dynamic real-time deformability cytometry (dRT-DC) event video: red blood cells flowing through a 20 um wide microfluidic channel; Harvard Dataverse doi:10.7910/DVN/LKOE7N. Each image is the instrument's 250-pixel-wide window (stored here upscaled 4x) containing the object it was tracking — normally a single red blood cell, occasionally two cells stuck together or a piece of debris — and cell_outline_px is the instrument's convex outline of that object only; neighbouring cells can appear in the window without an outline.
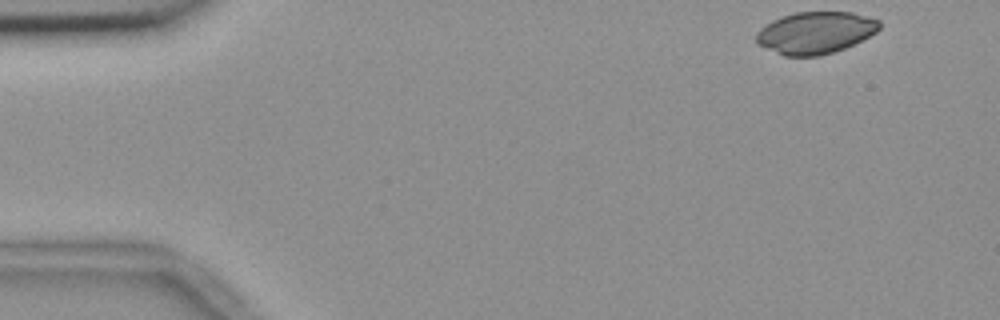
{"species": "common noctule bat (a hibernating species)", "species_latin": "Nyctalus noctula", "temperature_condition": "room temperature", "stored_images_in_passage": 52, "camera_frame_rate_fps": 3000, "um_per_image_px": 0.085, "animal": {"sex": "female", "body_mass_g": 18.4}, "frame": {"image": 1, "passage_image": 1, "time_ms": 0.0, "image_size_px": [1000, 320], "cell_outline_px": [[880, 28], [876, 32], [844, 48], [820, 56], [784, 56], [756, 44], [756, 32], [760, 28], [772, 20], [796, 12], [852, 12], [868, 16], [880, 20]], "centroid_in_image_um": [69.29, 2.78], "position_along_channel_um": 15.7, "area_um2": 30.06}}
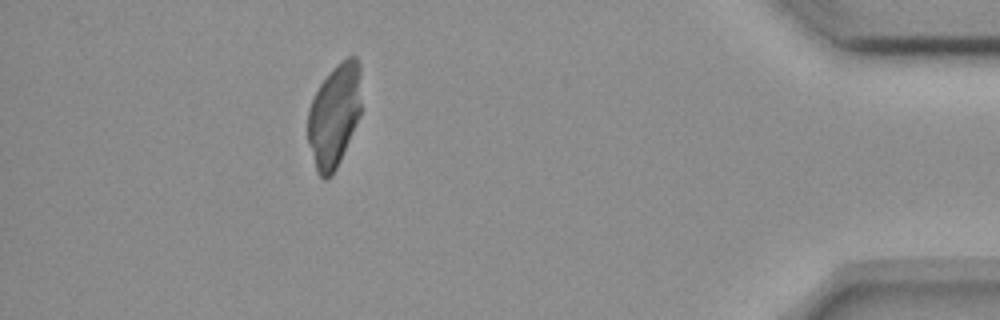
{"frame": {"image": 2, "passage_image": 46, "time_ms": 15.0, "image_size_px": [1000, 320], "cell_outline_px": [[360, 116], [340, 160], [336, 168], [324, 180], [316, 172], [308, 140], [308, 108], [320, 84], [348, 56], [356, 56], [360, 64]], "centroid_in_image_um": [28.41, 9.83], "position_along_channel_um": 406.8, "area_um2": 31.5}}